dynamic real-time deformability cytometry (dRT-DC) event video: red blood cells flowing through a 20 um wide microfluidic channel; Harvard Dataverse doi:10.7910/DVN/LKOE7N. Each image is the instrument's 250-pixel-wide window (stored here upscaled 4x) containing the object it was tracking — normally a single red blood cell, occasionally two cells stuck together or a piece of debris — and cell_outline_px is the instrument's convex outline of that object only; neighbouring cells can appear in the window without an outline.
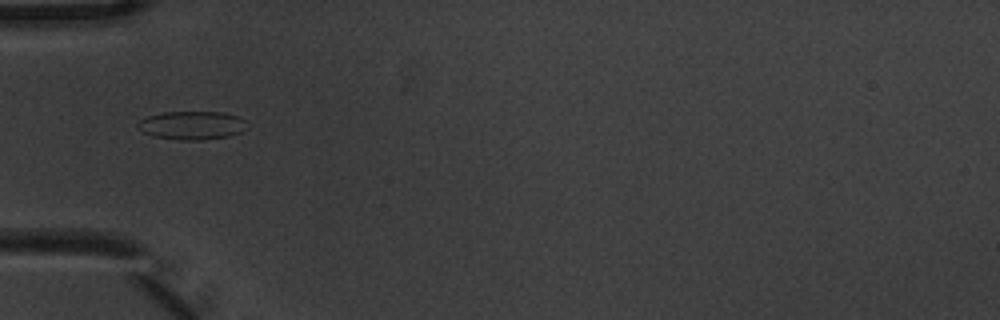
{"species": "common noctule bat (a hibernating species)", "species_latin": "Nyctalus noctula", "temperature_condition": "warm", "stored_images_in_passage": 10, "camera_frame_rate_fps": 3000, "um_per_image_px": 0.085, "animal": {"sex": "male", "body_mass_g": 20.1, "forearm_length_mm": 53.5}, "frame": {"image": 1, "passage_image": 5, "time_ms": 1.333, "image_size_px": [1000, 320], "cell_outline_px": [[248, 128], [240, 132], [228, 136], [200, 140], [180, 140], [152, 136], [136, 128], [136, 124], [140, 120], [148, 116], [164, 112], [224, 112], [240, 116], [244, 120]], "centroid_in_image_um": [16.31, 10.65], "position_along_channel_um": 68.7, "area_um2": 18.21}}
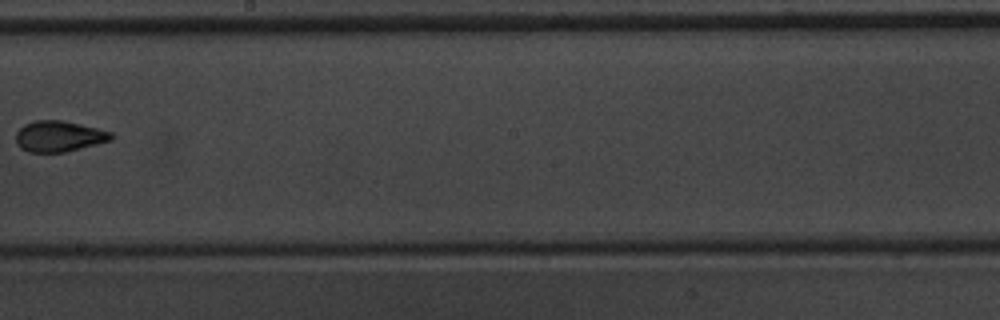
{"frame": {"image": 2, "passage_image": 9, "time_ms": 2.667, "image_size_px": [1000, 320], "cell_outline_px": [[112, 140], [64, 152], [28, 152], [20, 148], [16, 144], [16, 132], [24, 124], [36, 120], [60, 120], [80, 124], [112, 132]], "centroid_in_image_um": [4.97, 11.58], "position_along_channel_um": 243.2, "area_um2": 17.05}}
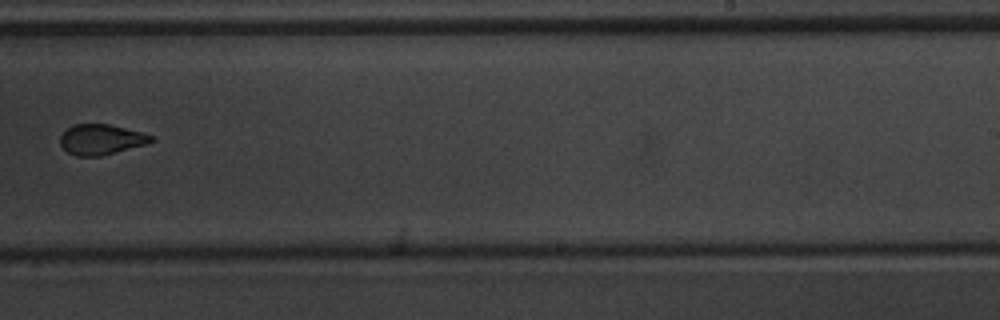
{"frame": {"image": 3, "passage_image": 10, "time_ms": 3.0, "image_size_px": [1000, 320], "cell_outline_px": [[156, 140], [148, 144], [100, 156], [76, 156], [68, 152], [60, 144], [60, 136], [72, 124], [108, 124], [144, 132], [152, 136]], "centroid_in_image_um": [8.63, 11.85], "position_along_channel_um": 280.4, "area_um2": 16.18}}